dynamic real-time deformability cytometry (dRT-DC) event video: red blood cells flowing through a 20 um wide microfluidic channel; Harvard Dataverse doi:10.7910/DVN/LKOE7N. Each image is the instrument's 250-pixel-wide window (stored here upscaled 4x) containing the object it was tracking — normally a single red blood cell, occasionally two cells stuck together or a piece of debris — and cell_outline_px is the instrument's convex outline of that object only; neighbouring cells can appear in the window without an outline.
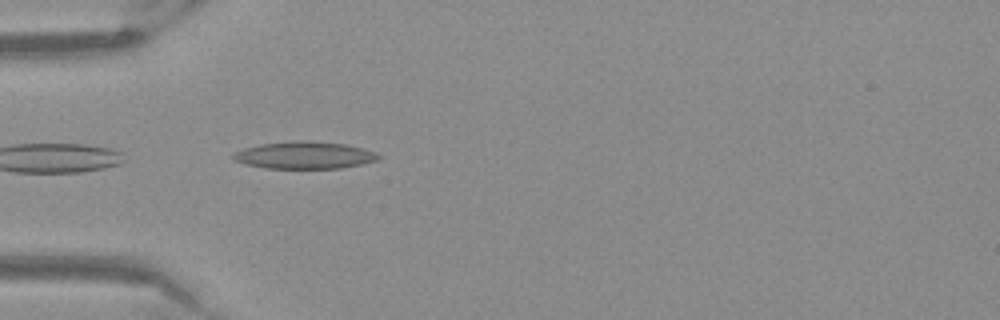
{"species": "Egyptian fruit bat (a non-hibernating species)", "species_latin": "Rousettus aegyptiacus", "temperature_condition": "warm", "stored_images_in_passage": 15, "camera_frame_rate_fps": 3000, "um_per_image_px": 0.085, "frame": {"image": 1, "passage_image": 1, "time_ms": 0.0, "image_size_px": [1000, 320], "cell_outline_px": [[384, 156], [376, 160], [360, 164], [340, 168], [264, 168], [232, 160], [232, 156], [236, 152], [244, 148], [260, 144], [304, 140], [348, 144], [364, 148], [376, 152]], "centroid_in_image_um": [25.92, 13.19], "position_along_channel_um": 59.1, "area_um2": 22.95}}
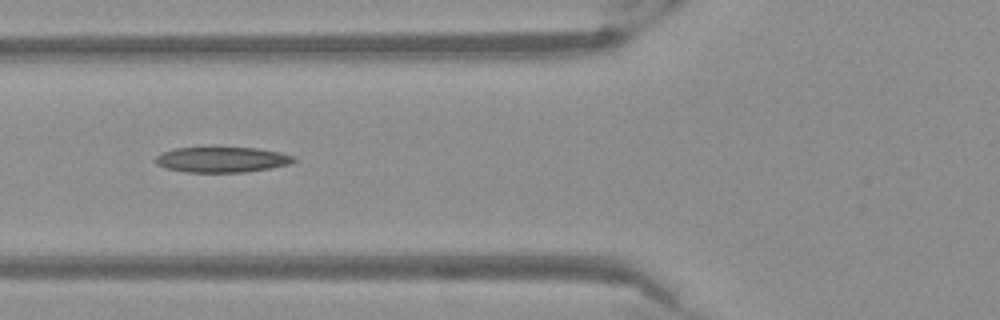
{"frame": {"image": 2, "passage_image": 5, "time_ms": 1.333, "image_size_px": [1000, 320], "cell_outline_px": [[296, 160], [288, 164], [272, 168], [244, 172], [184, 172], [164, 168], [156, 164], [152, 160], [156, 156], [164, 152], [176, 148], [256, 148], [280, 152], [292, 156]], "centroid_in_image_um": [18.82, 13.58], "position_along_channel_um": 107.0, "area_um2": 20.4}}
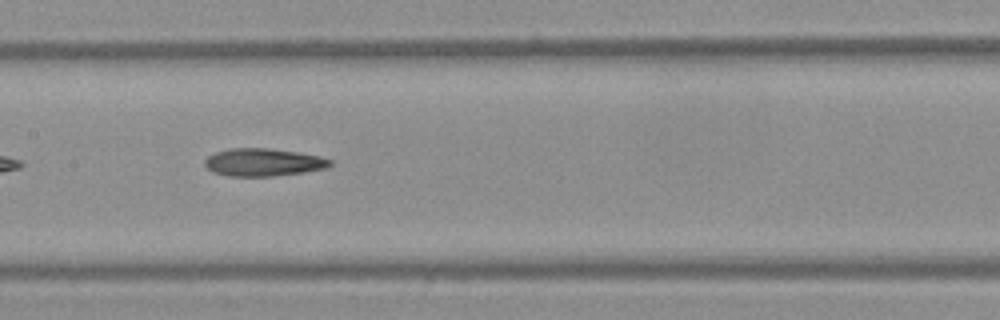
{"frame": {"image": 3, "passage_image": 11, "time_ms": 3.333, "image_size_px": [1000, 320], "cell_outline_px": [[332, 164], [328, 168], [304, 172], [272, 176], [228, 176], [212, 172], [204, 164], [204, 160], [208, 156], [216, 152], [228, 148], [268, 148], [296, 152], [320, 156], [332, 160]], "centroid_in_image_um": [22.38, 13.79], "position_along_channel_um": 185.0, "area_um2": 20.29}}